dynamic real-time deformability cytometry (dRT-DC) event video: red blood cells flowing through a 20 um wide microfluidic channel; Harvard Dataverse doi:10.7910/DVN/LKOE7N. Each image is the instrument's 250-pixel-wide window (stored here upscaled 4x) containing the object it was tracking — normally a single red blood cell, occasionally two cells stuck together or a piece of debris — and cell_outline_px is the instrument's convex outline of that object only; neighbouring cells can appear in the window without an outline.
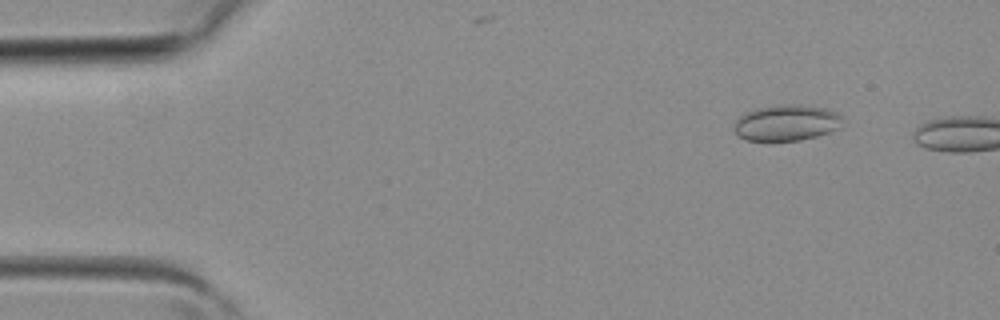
{"species": "common noctule bat (a hibernating species)", "species_latin": "Nyctalus noctula", "temperature_condition": "room temperature", "stored_images_in_passage": 2, "camera_frame_rate_fps": 3000, "um_per_image_px": 0.085, "animal": {"sex": "female", "body_mass_g": 19.3, "forearm_length_mm": 54.1}, "frame": {"image": 1, "passage_image": 1, "time_ms": 0.0, "image_size_px": [1000, 320], "cell_outline_px": [[844, 124], [840, 128], [816, 136], [800, 140], [772, 144], [768, 144], [744, 140], [732, 128], [736, 120], [744, 112], [756, 108], [784, 104], [800, 104], [828, 108], [844, 116]], "centroid_in_image_um": [66.85, 10.47], "position_along_channel_um": 18.2, "area_um2": 23.93}}